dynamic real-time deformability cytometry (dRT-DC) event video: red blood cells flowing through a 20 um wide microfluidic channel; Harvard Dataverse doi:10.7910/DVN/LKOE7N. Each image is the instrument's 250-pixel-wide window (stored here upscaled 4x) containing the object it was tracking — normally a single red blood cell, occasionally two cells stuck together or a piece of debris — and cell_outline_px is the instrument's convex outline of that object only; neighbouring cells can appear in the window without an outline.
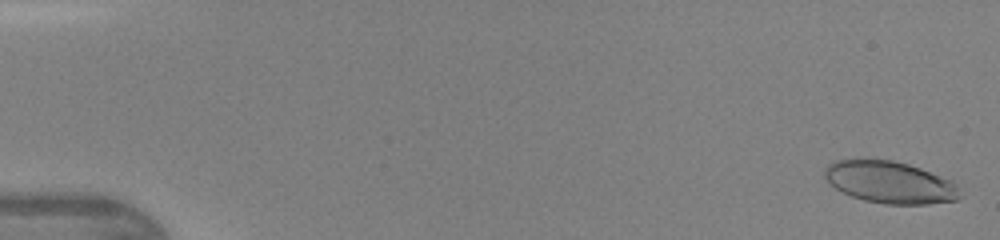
{"species": "human", "species_latin": "Homo sapiens", "temperature_condition": "warm", "stored_images_in_passage": 45, "camera_frame_rate_fps": 3000, "um_per_image_px": 0.085, "donor": {"sex": "female"}, "frame": {"image": 1, "passage_image": 1, "time_ms": 0.0, "image_size_px": [1000, 240], "cell_outline_px": [[960, 196], [956, 200], [928, 204], [884, 204], [864, 200], [852, 196], [828, 184], [824, 176], [824, 168], [828, 164], [836, 160], [892, 160], [908, 164], [920, 168], [952, 180], [956, 184]], "centroid_in_image_um": [75.63, 15.5], "position_along_channel_um": 9.4, "area_um2": 32.95}}
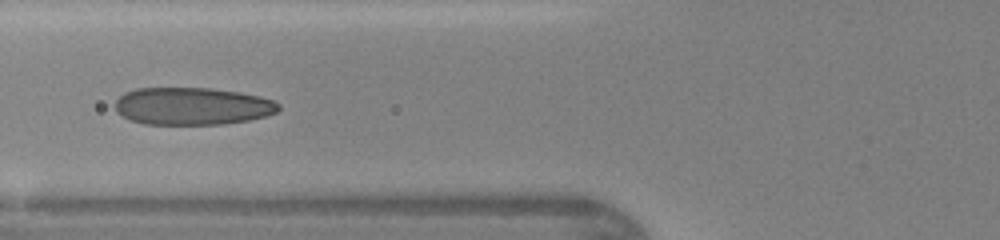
{"frame": {"image": 2, "passage_image": 18, "time_ms": 5.667, "image_size_px": [1000, 240], "cell_outline_px": [[280, 108], [276, 112], [264, 116], [248, 120], [224, 124], [144, 124], [128, 120], [116, 112], [116, 100], [124, 92], [136, 88], [208, 88], [240, 92], [272, 100], [280, 104]], "centroid_in_image_um": [16.3, 9.02], "position_along_channel_um": 109.5, "area_um2": 35.66}}
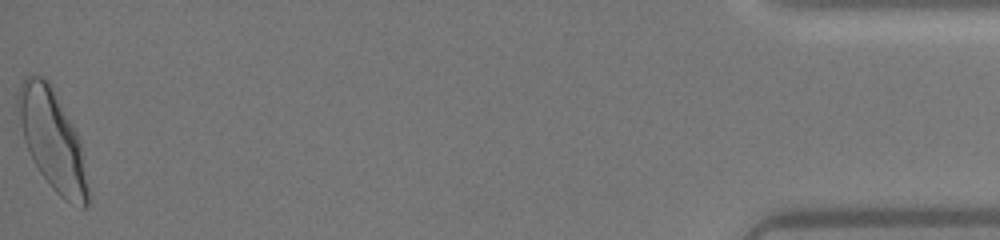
{"frame": {"image": 3, "passage_image": 45, "time_ms": 14.667, "image_size_px": [1000, 240], "cell_outline_px": [[88, 204], [84, 208], [80, 208], [64, 200], [52, 188], [40, 172], [24, 140], [16, 108], [16, 92], [20, 84], [28, 76], [44, 76], [52, 84], [80, 140], [88, 188]], "centroid_in_image_um": [4.44, 11.86], "position_along_channel_um": 430.8, "area_um2": 40.46}}